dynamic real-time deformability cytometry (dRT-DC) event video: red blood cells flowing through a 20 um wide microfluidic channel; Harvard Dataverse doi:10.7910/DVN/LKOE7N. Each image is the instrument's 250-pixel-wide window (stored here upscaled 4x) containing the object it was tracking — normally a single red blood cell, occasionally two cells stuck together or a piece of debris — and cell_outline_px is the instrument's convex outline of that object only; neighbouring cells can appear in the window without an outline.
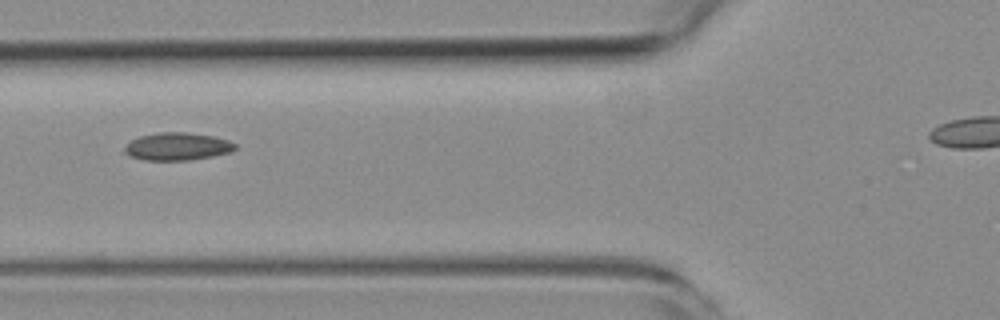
{"species": "common noctule bat (a hibernating species)", "species_latin": "Nyctalus noctula", "temperature_condition": "room temperature", "stored_images_in_passage": 7, "camera_frame_rate_fps": 3000, "um_per_image_px": 0.085, "animal": {"sex": "female", "body_mass_g": 19.3, "forearm_length_mm": 54.1}, "frame": {"image": 1, "passage_image": 2, "time_ms": 1.333, "image_size_px": [1000, 320], "cell_outline_px": [[236, 148], [232, 152], [212, 156], [188, 160], [144, 160], [128, 156], [124, 152], [124, 148], [132, 140], [140, 136], [160, 132], [184, 132], [216, 136], [228, 140], [236, 144]], "centroid_in_image_um": [15.09, 12.45], "position_along_channel_um": 110.7, "area_um2": 17.86}}
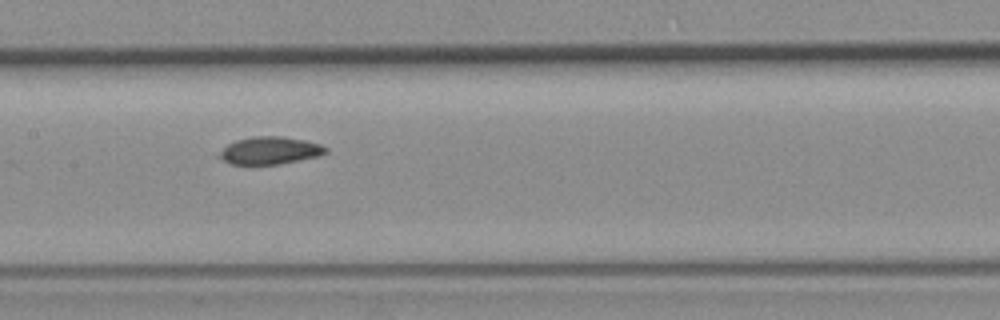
{"frame": {"image": 2, "passage_image": 4, "time_ms": 3.333, "image_size_px": [1000, 320], "cell_outline_px": [[328, 152], [320, 156], [280, 164], [232, 164], [216, 156], [228, 144], [236, 140], [252, 136], [280, 136], [304, 140], [320, 144], [328, 148]], "centroid_in_image_um": [22.97, 12.79], "position_along_channel_um": 184.4, "area_um2": 17.05}}
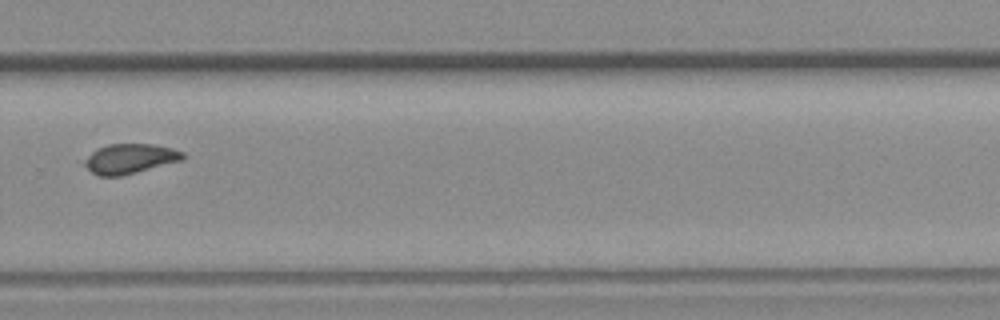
{"frame": {"image": 3, "passage_image": 7, "time_ms": 7.0, "image_size_px": [1000, 320], "cell_outline_px": [[184, 156], [180, 160], [136, 172], [120, 176], [100, 176], [92, 172], [84, 164], [84, 160], [96, 148], [108, 144], [152, 144], [172, 148], [184, 152]], "centroid_in_image_um": [11.01, 13.47], "position_along_channel_um": 318.8, "area_um2": 16.76}}